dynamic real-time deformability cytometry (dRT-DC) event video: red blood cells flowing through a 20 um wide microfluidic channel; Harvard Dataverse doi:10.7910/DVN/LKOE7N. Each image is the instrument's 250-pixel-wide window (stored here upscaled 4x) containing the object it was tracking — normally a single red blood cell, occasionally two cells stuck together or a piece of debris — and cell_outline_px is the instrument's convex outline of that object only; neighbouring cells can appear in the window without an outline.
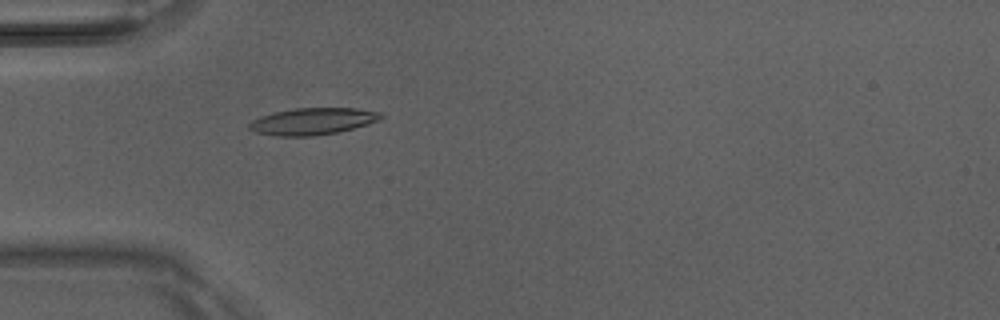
{"species": "Egyptian fruit bat (a non-hibernating species)", "species_latin": "Rousettus aegyptiacus", "temperature_condition": "room temperature", "stored_images_in_passage": 1, "camera_frame_rate_fps": 3000, "um_per_image_px": 0.085, "animal": {"sex": "male"}, "frame": {"image": 1, "passage_image": 1, "time_ms": 0.0, "image_size_px": [1000, 320], "cell_outline_px": [[384, 116], [368, 124], [336, 132], [316, 136], [280, 136], [256, 132], [248, 128], [248, 124], [252, 120], [260, 116], [276, 112], [296, 108], [356, 108], [380, 112]], "centroid_in_image_um": [26.56, 10.31], "position_along_channel_um": 58.4, "area_um2": 20.35}}